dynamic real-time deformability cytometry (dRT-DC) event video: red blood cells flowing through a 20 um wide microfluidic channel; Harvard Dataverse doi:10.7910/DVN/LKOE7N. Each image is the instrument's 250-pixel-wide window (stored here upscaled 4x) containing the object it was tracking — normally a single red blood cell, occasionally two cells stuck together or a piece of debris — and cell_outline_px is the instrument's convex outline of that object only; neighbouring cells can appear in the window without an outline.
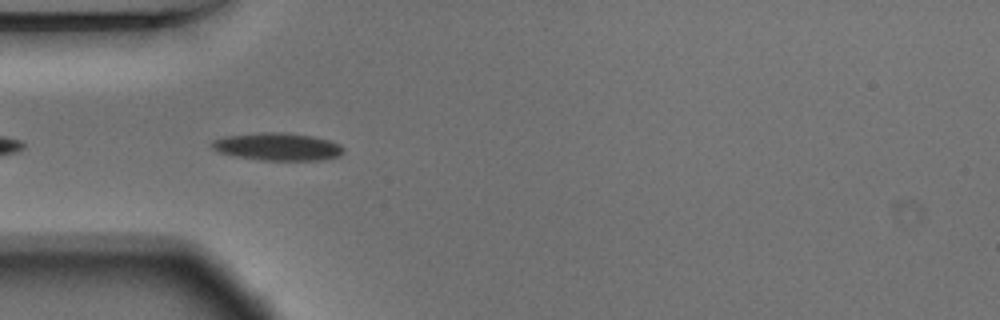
{"species": "Egyptian fruit bat (a non-hibernating species)", "species_latin": "Rousettus aegyptiacus", "temperature_condition": "warm", "stored_images_in_passage": 9, "camera_frame_rate_fps": 3000, "um_per_image_px": 0.085, "animal": {"sex": "male"}, "frame": {"image": 1, "passage_image": 3, "time_ms": 0.667, "image_size_px": [1000, 320], "cell_outline_px": [[344, 152], [340, 156], [324, 160], [260, 160], [236, 156], [220, 152], [212, 148], [212, 140], [224, 136], [260, 132], [288, 132], [312, 136], [328, 140], [340, 144], [344, 148]], "centroid_in_image_um": [23.62, 12.46], "position_along_channel_um": 61.4, "area_um2": 21.33}}
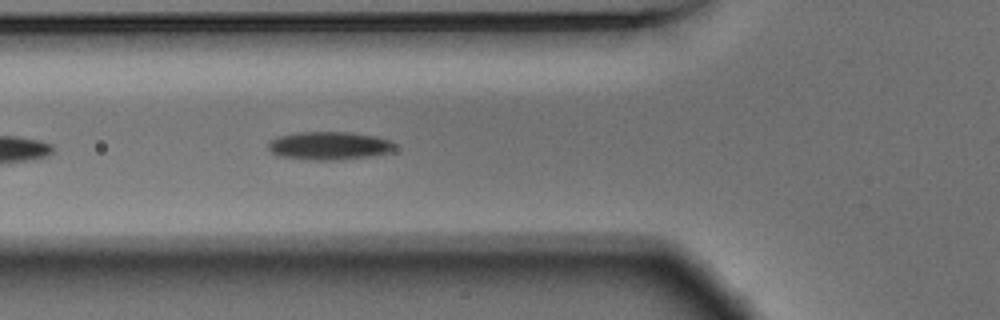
{"frame": {"image": 2, "passage_image": 6, "time_ms": 1.667, "image_size_px": [1000, 320], "cell_outline_px": [[392, 152], [368, 156], [340, 160], [316, 160], [280, 156], [272, 152], [268, 148], [268, 140], [280, 136], [300, 132], [352, 132], [376, 136], [392, 140]], "centroid_in_image_um": [27.97, 12.38], "position_along_channel_um": 97.8, "area_um2": 20.63}}